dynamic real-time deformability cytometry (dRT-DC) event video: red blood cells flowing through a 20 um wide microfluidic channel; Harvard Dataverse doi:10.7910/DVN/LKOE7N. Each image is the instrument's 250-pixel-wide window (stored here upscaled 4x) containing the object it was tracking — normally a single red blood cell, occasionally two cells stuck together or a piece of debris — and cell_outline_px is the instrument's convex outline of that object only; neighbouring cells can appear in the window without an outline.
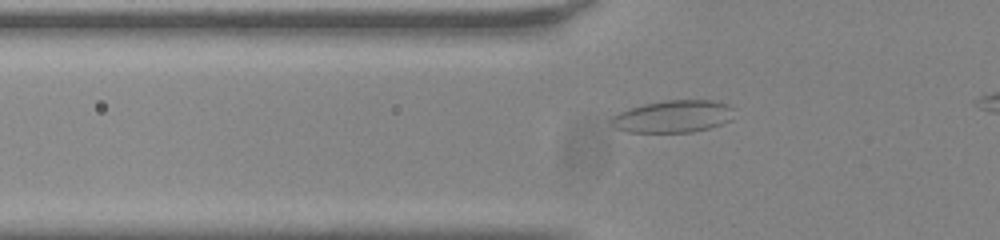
{"species": "common noctule bat (a hibernating species)", "species_latin": "Nyctalus noctula", "temperature_condition": "room temperature", "stored_images_in_passage": 34, "camera_frame_rate_fps": 3000, "um_per_image_px": 0.085, "animal": {"sex": "male", "body_mass_g": 20.0, "forearm_length_mm": 53.3}, "frame": {"image": 1, "passage_image": 4, "time_ms": 1.0, "image_size_px": [1000, 240], "cell_outline_px": [[736, 108], [732, 120], [708, 128], [692, 132], [628, 132], [616, 128], [608, 120], [612, 116], [620, 112], [644, 104], [668, 100], [712, 100], [728, 104]], "centroid_in_image_um": [57.26, 9.89], "position_along_channel_um": 68.5, "area_um2": 23.18}}
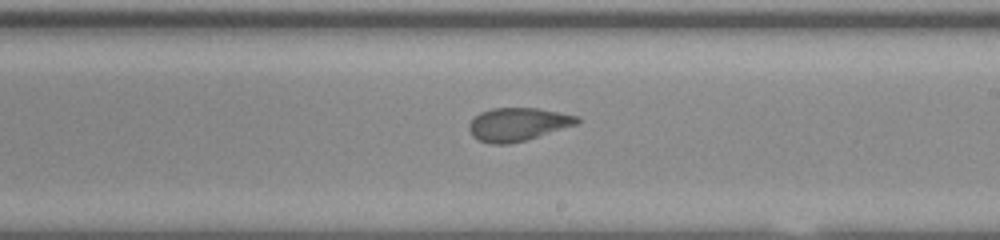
{"frame": {"image": 2, "passage_image": 18, "time_ms": 5.667, "image_size_px": [1000, 240], "cell_outline_px": [[580, 120], [576, 124], [524, 140], [508, 144], [492, 144], [480, 140], [472, 136], [468, 128], [468, 124], [480, 112], [492, 108], [536, 108], [580, 116]], "centroid_in_image_um": [43.98, 10.56], "position_along_channel_um": 245.0, "area_um2": 20.58}}
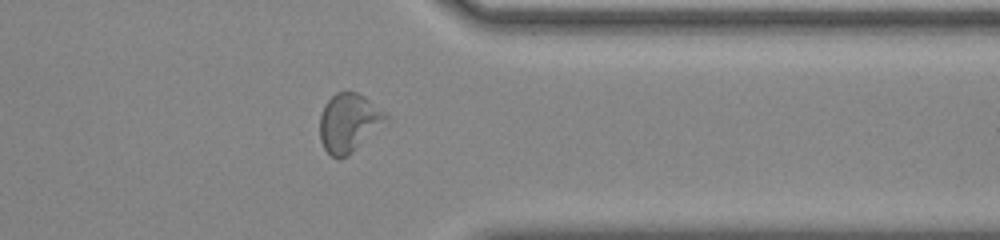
{"frame": {"image": 3, "passage_image": 29, "time_ms": 9.333, "image_size_px": [1000, 240], "cell_outline_px": [[392, 120], [348, 156], [340, 160], [332, 156], [324, 148], [320, 140], [320, 116], [324, 104], [336, 92], [356, 92], [364, 96], [392, 116]], "centroid_in_image_um": [29.72, 10.45], "position_along_channel_um": 381.7, "area_um2": 23.24}}